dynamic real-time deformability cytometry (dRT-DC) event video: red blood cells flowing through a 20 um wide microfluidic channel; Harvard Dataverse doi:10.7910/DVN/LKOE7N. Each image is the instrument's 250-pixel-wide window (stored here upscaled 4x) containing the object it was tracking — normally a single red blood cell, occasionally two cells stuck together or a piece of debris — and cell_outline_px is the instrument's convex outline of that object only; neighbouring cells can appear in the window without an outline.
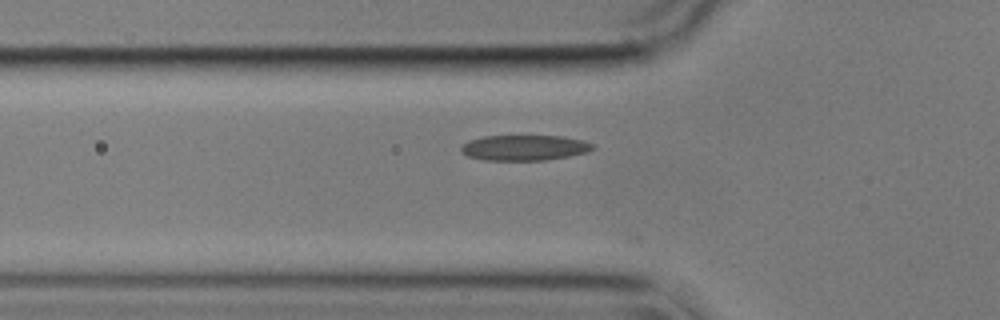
{"species": "common noctule bat (a hibernating species)", "species_latin": "Nyctalus noctula", "temperature_condition": "cold", "stored_images_in_passage": 40, "camera_frame_rate_fps": 3000, "um_per_image_px": 0.085, "animal": {"sex": "male", "body_mass_g": 17.9}, "frame": {"image": 1, "passage_image": 10, "time_ms": 3.0, "image_size_px": [1000, 320], "cell_outline_px": [[596, 148], [588, 152], [568, 156], [544, 160], [484, 160], [468, 156], [460, 152], [460, 148], [468, 140], [484, 136], [560, 136], [584, 140], [592, 144]], "centroid_in_image_um": [44.57, 12.55], "position_along_channel_um": 81.2, "area_um2": 19.54}}
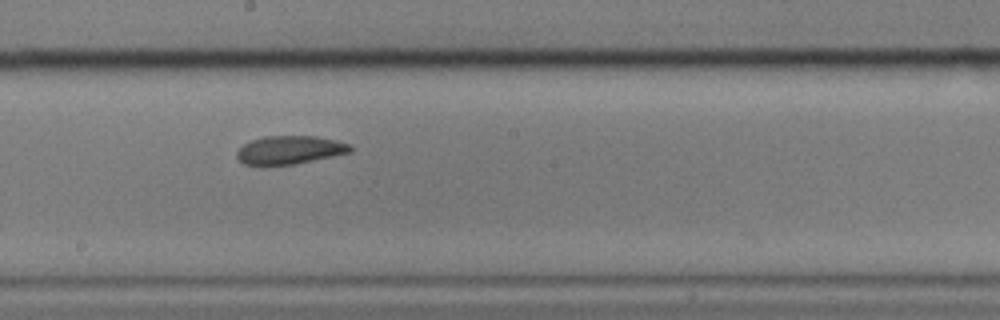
{"frame": {"image": 2, "passage_image": 22, "time_ms": 7.0, "image_size_px": [1000, 320], "cell_outline_px": [[352, 152], [296, 164], [264, 168], [244, 164], [236, 156], [236, 152], [244, 144], [252, 140], [264, 136], [316, 136], [336, 140], [352, 144]], "centroid_in_image_um": [24.61, 12.78], "position_along_channel_um": 223.6, "area_um2": 19.36}}
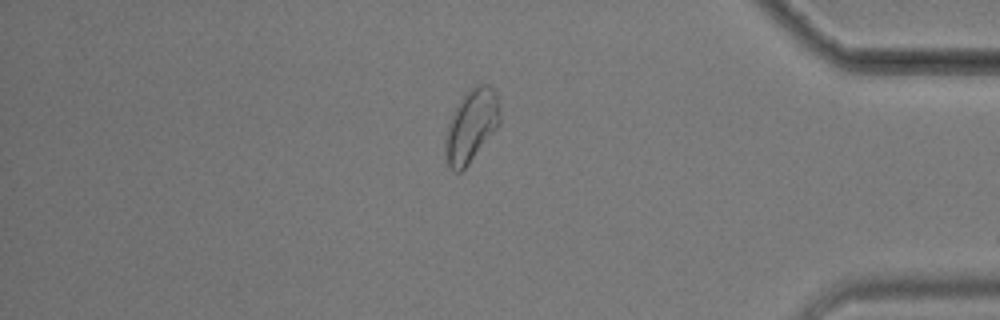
{"frame": {"image": 3, "passage_image": 39, "time_ms": 12.667, "image_size_px": [1000, 320], "cell_outline_px": [[500, 124], [468, 164], [460, 172], [456, 172], [448, 164], [444, 156], [444, 136], [448, 124], [460, 100], [476, 84], [488, 84], [496, 92], [500, 108]], "centroid_in_image_um": [40.06, 10.69], "position_along_channel_um": 395.1, "area_um2": 22.95}}